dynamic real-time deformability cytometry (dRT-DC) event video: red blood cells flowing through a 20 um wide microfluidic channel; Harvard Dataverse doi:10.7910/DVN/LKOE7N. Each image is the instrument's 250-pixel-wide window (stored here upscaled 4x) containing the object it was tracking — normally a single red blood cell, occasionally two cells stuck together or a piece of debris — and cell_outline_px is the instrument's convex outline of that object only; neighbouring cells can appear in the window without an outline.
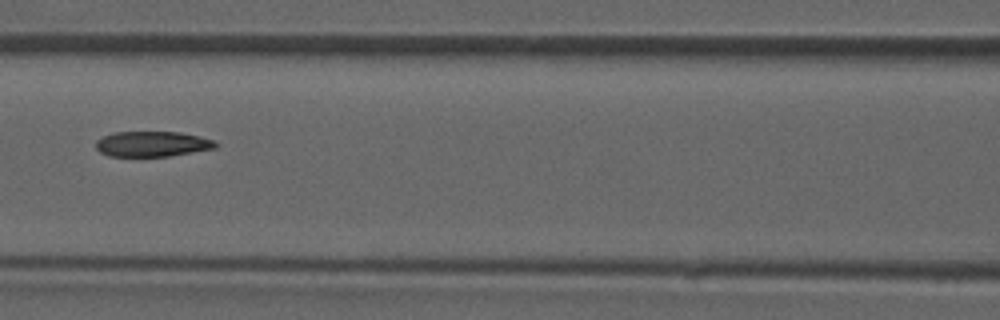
{"species": "common noctule bat (a hibernating species)", "species_latin": "Nyctalus noctula", "temperature_condition": "room temperature", "stored_images_in_passage": 47, "camera_frame_rate_fps": 3000, "um_per_image_px": 0.085, "animal": {"sex": "male", "forearm_length_mm": 52.5}, "frame": {"image": 1, "passage_image": 21, "time_ms": 6.667, "image_size_px": [1000, 320], "cell_outline_px": [[216, 148], [168, 156], [108, 156], [100, 152], [96, 148], [96, 140], [112, 132], [180, 132], [200, 136], [216, 140]], "centroid_in_image_um": [12.94, 12.23], "position_along_channel_um": 153.7, "area_um2": 17.69}}